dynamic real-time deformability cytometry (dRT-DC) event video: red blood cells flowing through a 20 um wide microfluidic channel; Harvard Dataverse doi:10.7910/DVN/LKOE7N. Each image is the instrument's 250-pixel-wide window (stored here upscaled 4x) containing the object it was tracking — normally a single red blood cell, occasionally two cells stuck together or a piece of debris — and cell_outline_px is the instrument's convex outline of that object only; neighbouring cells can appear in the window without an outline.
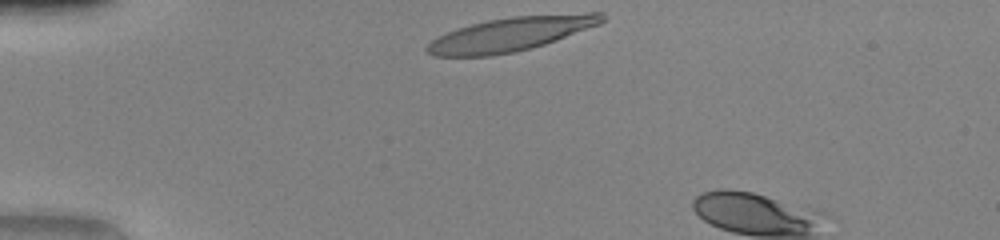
{"species": "human", "species_latin": "Homo sapiens", "temperature_condition": "warm", "stored_images_in_passage": 4, "camera_frame_rate_fps": 3000, "um_per_image_px": 0.085, "donor": {"sex": "female"}, "frame": {"image": 1, "passage_image": 1, "time_ms": 0.0, "image_size_px": [1000, 240], "cell_outline_px": [[604, 20], [600, 24], [556, 40], [532, 48], [516, 52], [492, 56], [432, 56], [424, 48], [432, 40], [456, 28], [488, 20], [512, 16], [588, 12], [604, 12]], "centroid_in_image_um": [43.44, 2.9], "position_along_channel_um": 41.6, "area_um2": 34.68}}